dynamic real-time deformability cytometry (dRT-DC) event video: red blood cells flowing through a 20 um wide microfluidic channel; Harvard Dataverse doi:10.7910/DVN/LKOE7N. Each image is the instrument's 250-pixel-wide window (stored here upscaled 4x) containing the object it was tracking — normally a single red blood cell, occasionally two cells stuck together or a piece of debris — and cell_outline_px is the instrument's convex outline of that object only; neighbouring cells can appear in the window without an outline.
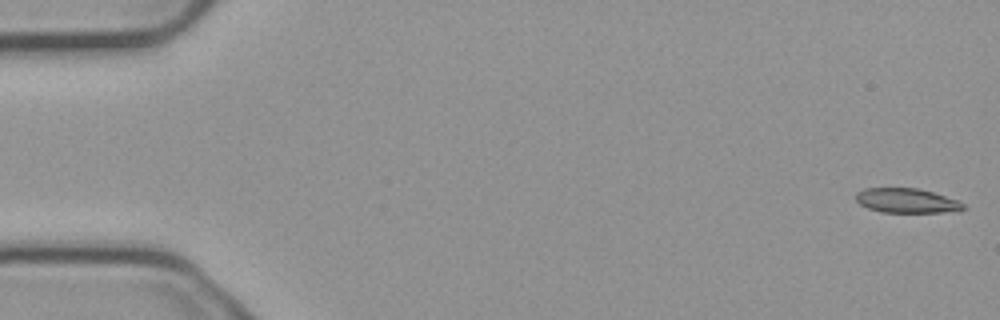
{"species": "common noctule bat (a hibernating species)", "species_latin": "Nyctalus noctula", "temperature_condition": "cold", "stored_images_in_passage": 47, "camera_frame_rate_fps": 3000, "um_per_image_px": 0.085, "animal": {"sex": "male", "body_mass_g": 23.1, "forearm_length_mm": 52.7}, "frame": {"image": 1, "passage_image": 1, "time_ms": 0.0, "image_size_px": [1000, 320], "cell_outline_px": [[968, 208], [960, 212], [880, 212], [868, 208], [860, 204], [856, 200], [856, 192], [864, 188], [920, 188], [960, 200]], "centroid_in_image_um": [77.15, 17.06], "position_along_channel_um": 7.9, "area_um2": 15.72}}
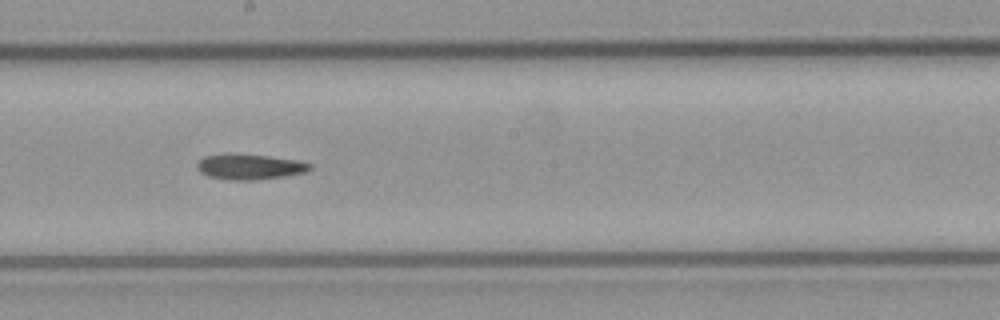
{"frame": {"image": 2, "passage_image": 30, "time_ms": 9.667, "image_size_px": [1000, 320], "cell_outline_px": [[312, 168], [304, 172], [284, 176], [256, 180], [232, 180], [208, 176], [200, 172], [196, 168], [196, 164], [204, 156], [228, 152], [232, 152], [268, 156], [300, 160], [312, 164]], "centroid_in_image_um": [21.2, 14.15], "position_along_channel_um": 227.0, "area_um2": 17.05}}
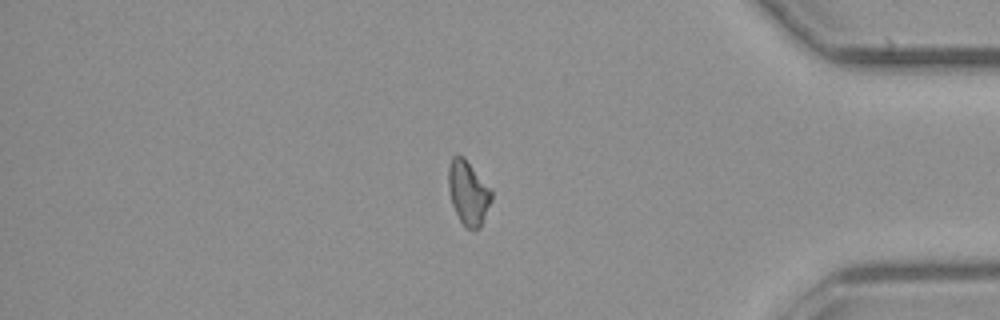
{"frame": {"image": 3, "passage_image": 46, "time_ms": 15.0, "image_size_px": [1000, 320], "cell_outline_px": [[492, 200], [480, 228], [472, 232], [460, 220], [452, 204], [448, 188], [448, 168], [452, 156], [456, 152], [464, 156], [492, 188]], "centroid_in_image_um": [39.81, 16.34], "position_along_channel_um": 395.4, "area_um2": 16.53}}